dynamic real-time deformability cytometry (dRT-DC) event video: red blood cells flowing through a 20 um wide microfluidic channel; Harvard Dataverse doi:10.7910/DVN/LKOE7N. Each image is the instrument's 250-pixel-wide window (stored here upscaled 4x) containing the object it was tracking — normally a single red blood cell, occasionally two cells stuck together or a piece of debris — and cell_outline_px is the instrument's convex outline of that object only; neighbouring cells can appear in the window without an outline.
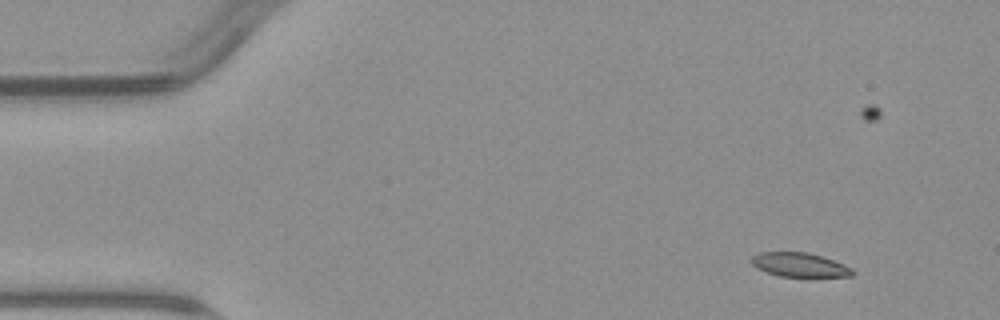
{"species": "common noctule bat (a hibernating species)", "species_latin": "Nyctalus noctula", "temperature_condition": "warm", "stored_images_in_passage": 4, "camera_frame_rate_fps": 3000, "um_per_image_px": 0.085, "animal": {"sex": "male", "body_mass_g": 23.1, "forearm_length_mm": 52.7}, "frame": {"image": 1, "passage_image": 1, "time_ms": 0.0, "image_size_px": [1000, 320], "cell_outline_px": [[856, 272], [852, 276], [812, 280], [808, 280], [780, 276], [756, 268], [748, 260], [752, 256], [760, 252], [808, 252], [824, 256], [844, 264], [852, 268]], "centroid_in_image_um": [68.05, 22.57], "position_along_channel_um": 16.9, "area_um2": 15.37}}
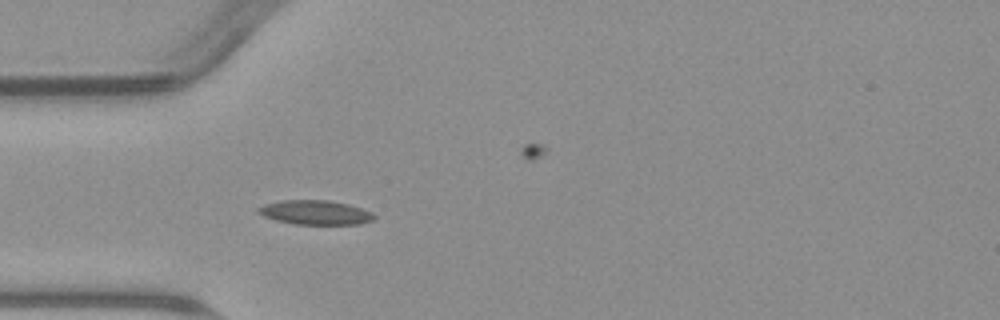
{"frame": {"image": 2, "passage_image": 4, "time_ms": 3.667, "image_size_px": [1000, 320], "cell_outline_px": [[376, 216], [372, 220], [360, 224], [292, 224], [276, 220], [264, 216], [256, 212], [256, 208], [264, 204], [280, 200], [328, 200], [348, 204], [372, 212]], "centroid_in_image_um": [26.76, 18.05], "position_along_channel_um": 58.2, "area_um2": 16.47}}